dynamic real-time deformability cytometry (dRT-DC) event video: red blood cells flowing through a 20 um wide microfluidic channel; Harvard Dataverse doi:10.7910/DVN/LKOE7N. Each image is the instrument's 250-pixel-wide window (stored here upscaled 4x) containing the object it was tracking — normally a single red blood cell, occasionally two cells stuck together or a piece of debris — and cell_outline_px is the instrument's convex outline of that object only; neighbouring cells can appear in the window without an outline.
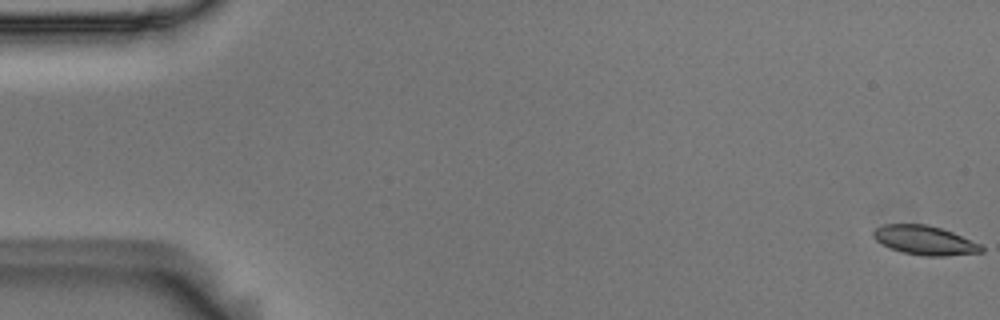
{"species": "Egyptian fruit bat (a non-hibernating species)", "species_latin": "Rousettus aegyptiacus", "temperature_condition": "room temperature", "stored_images_in_passage": 56, "camera_frame_rate_fps": 3000, "um_per_image_px": 0.085, "animal": {"sex": "male"}, "frame": {"image": 1, "passage_image": 1, "time_ms": 0.0, "image_size_px": [1000, 320], "cell_outline_px": [[984, 252], [944, 256], [924, 256], [904, 252], [892, 248], [876, 240], [872, 236], [872, 232], [876, 228], [884, 224], [928, 224], [952, 232], [980, 244], [984, 248]], "centroid_in_image_um": [78.61, 20.42], "position_along_channel_um": 6.4, "area_um2": 18.15}}
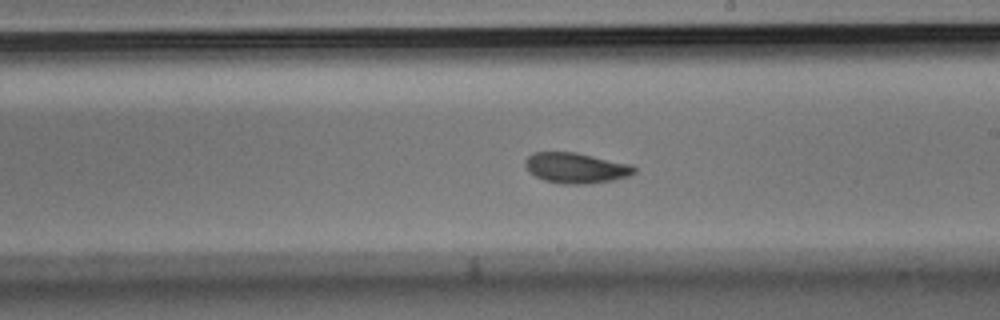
{"frame": {"image": 2, "passage_image": 32, "time_ms": 10.333, "image_size_px": [1000, 320], "cell_outline_px": [[636, 172], [628, 176], [612, 180], [588, 184], [564, 184], [544, 180], [528, 172], [524, 164], [524, 160], [532, 152], [576, 152], [632, 164], [636, 168]], "centroid_in_image_um": [48.94, 14.27], "position_along_channel_um": 240.1, "area_um2": 19.54}}
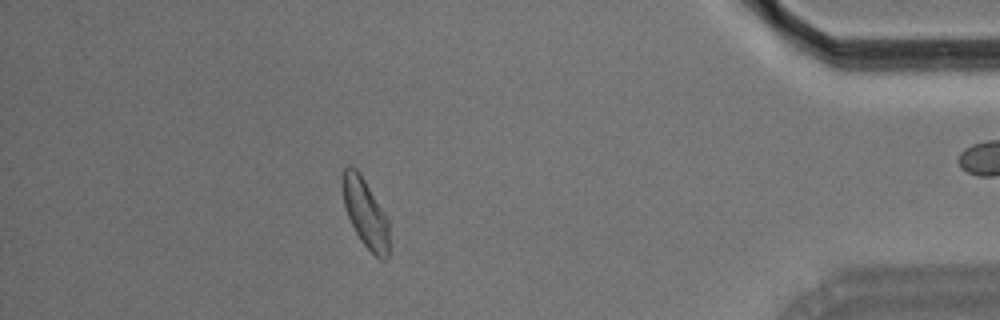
{"frame": {"image": 3, "passage_image": 49, "time_ms": 16.0, "image_size_px": [1000, 320], "cell_outline_px": [[388, 260], [380, 260], [360, 240], [344, 208], [344, 168], [348, 164], [356, 168], [360, 172], [388, 216]], "centroid_in_image_um": [31.1, 18.11], "position_along_channel_um": 404.1, "area_um2": 18.5}, "authors_computed_cell_mechanics": {"area_um2": 19.2185, "velocity_mm_per_s": 3.6906, "shape_relaxation_time_tau1_ms": 4.0064, "shape_relaxation_time_tau2_ms": 2.9923, "deformation_change_tau1": 0.1291, "deformation_change_tau2": 0.0765}}